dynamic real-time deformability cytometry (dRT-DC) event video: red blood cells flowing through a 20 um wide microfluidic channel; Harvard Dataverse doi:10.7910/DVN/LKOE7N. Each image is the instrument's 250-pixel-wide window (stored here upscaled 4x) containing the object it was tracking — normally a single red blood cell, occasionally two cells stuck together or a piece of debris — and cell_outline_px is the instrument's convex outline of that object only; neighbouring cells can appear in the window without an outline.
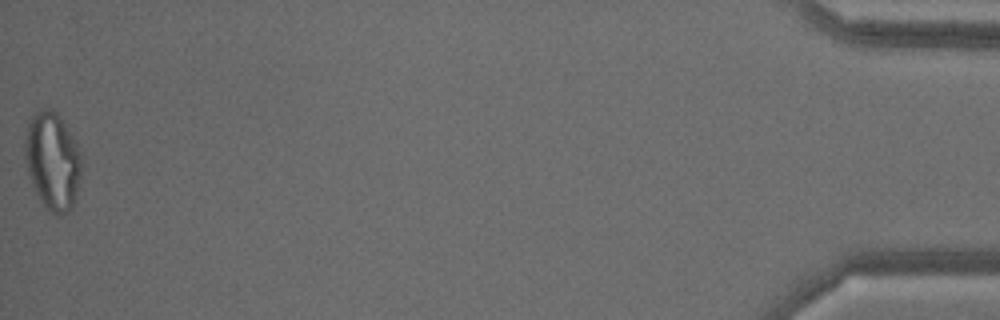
{"species": "common noctule bat (a hibernating species)", "species_latin": "Nyctalus noctula", "temperature_condition": "warm", "stored_images_in_passage": 55, "camera_frame_rate_fps": 3000, "um_per_image_px": 0.085, "animal": {"sex": "male", "body_mass_g": 18.8}, "frame": {"image": 1, "passage_image": 55, "time_ms": 18.0, "image_size_px": [1000, 320], "cell_outline_px": [[80, 176], [76, 192], [72, 204], [68, 212], [56, 216], [44, 208], [32, 184], [24, 160], [24, 140], [28, 124], [32, 116], [36, 112], [44, 108], [52, 108], [60, 116], [68, 128], [80, 152]], "centroid_in_image_um": [4.43, 13.67], "position_along_channel_um": 430.8, "area_um2": 32.08}, "authors_computed_cell_mechanics": {"area_um2": 26.877, "velocity_mm_per_s": 3.6777, "shape_relaxation_time_tau1_ms": null, "shape_relaxation_time_tau2_ms": 1.5563, "deformation_change_tau1": null, "deformation_change_tau2": 0.0992}}